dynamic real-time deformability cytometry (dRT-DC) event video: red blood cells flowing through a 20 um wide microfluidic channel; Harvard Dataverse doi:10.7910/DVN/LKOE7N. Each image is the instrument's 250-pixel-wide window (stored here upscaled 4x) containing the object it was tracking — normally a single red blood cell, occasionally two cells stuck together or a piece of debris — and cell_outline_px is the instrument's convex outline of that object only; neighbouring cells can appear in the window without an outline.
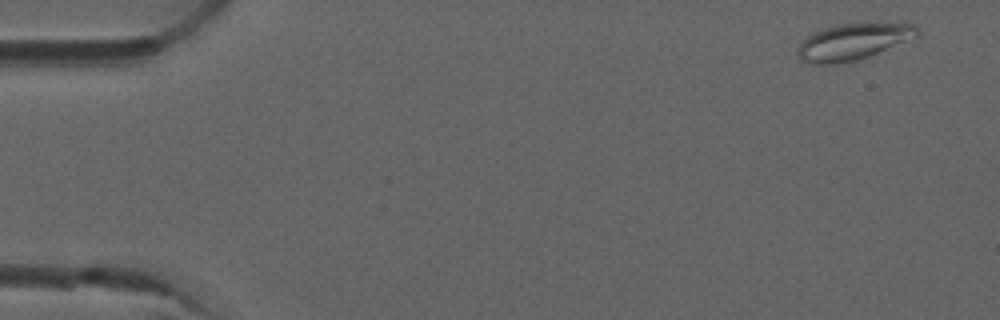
{"species": "common noctule bat (a hibernating species)", "species_latin": "Nyctalus noctula", "temperature_condition": "room temperature", "stored_images_in_passage": 5, "camera_frame_rate_fps": 3000, "um_per_image_px": 0.085, "animal": {"sex": "male", "forearm_length_mm": 52.5}, "frame": {"image": 1, "passage_image": 5, "time_ms": 1.333, "image_size_px": [1000, 320], "cell_outline_px": [[920, 36], [868, 56], [856, 60], [832, 64], [812, 64], [800, 60], [796, 52], [796, 48], [812, 32], [836, 24], [864, 20], [904, 20], [916, 24], [920, 28]], "centroid_in_image_um": [72.65, 3.44], "position_along_channel_um": 12.4, "area_um2": 26.93}}